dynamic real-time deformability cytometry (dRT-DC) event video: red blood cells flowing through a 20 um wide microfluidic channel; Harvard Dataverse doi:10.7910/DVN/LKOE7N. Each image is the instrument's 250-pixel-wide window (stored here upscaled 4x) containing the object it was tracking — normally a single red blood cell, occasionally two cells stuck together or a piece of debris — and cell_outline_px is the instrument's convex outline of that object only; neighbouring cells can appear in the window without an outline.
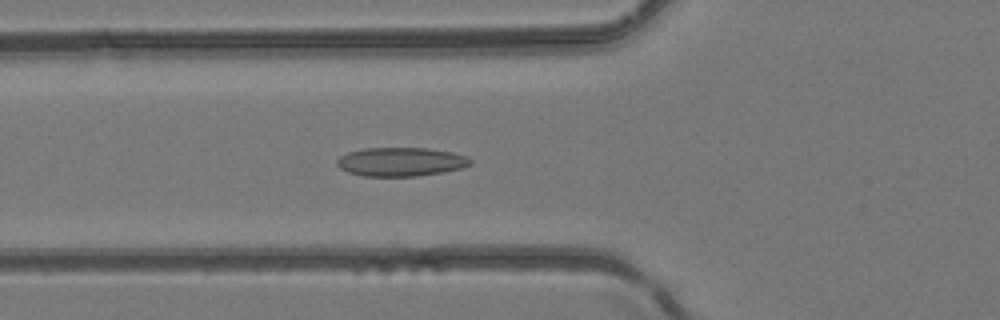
{"species": "common noctule bat (a hibernating species)", "species_latin": "Nyctalus noctula", "temperature_condition": "room temperature", "stored_images_in_passage": 35, "camera_frame_rate_fps": 3000, "um_per_image_px": 0.085, "animal": {"sex": "female", "body_mass_g": 24.6, "forearm_length_mm": 56.2}, "frame": {"image": 1, "passage_image": 6, "time_ms": 1.667, "image_size_px": [1000, 320], "cell_outline_px": [[472, 164], [460, 168], [444, 172], [416, 176], [364, 176], [348, 172], [340, 168], [336, 164], [336, 160], [340, 156], [348, 152], [364, 148], [428, 148], [452, 152], [464, 156], [472, 160]], "centroid_in_image_um": [34.05, 13.75], "position_along_channel_um": 91.7, "area_um2": 22.37}}
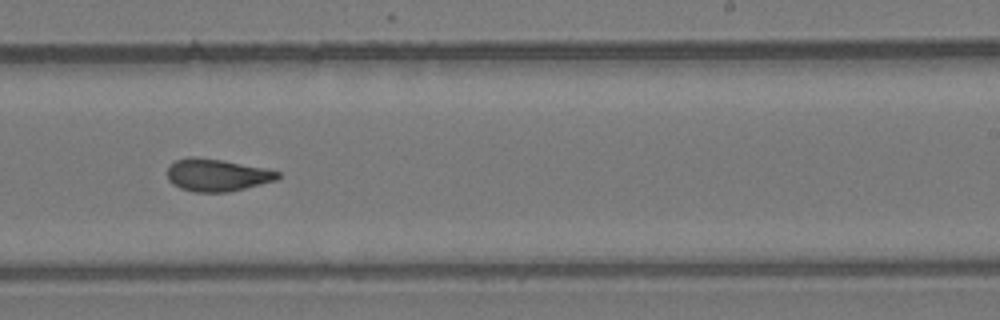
{"frame": {"image": 2, "passage_image": 18, "time_ms": 5.667, "image_size_px": [1000, 320], "cell_outline_px": [[280, 176], [276, 180], [228, 192], [196, 192], [180, 188], [172, 184], [168, 180], [168, 168], [176, 160], [188, 156], [196, 156], [224, 160], [268, 168], [280, 172]], "centroid_in_image_um": [18.45, 14.86], "position_along_channel_um": 270.6, "area_um2": 20.98}}
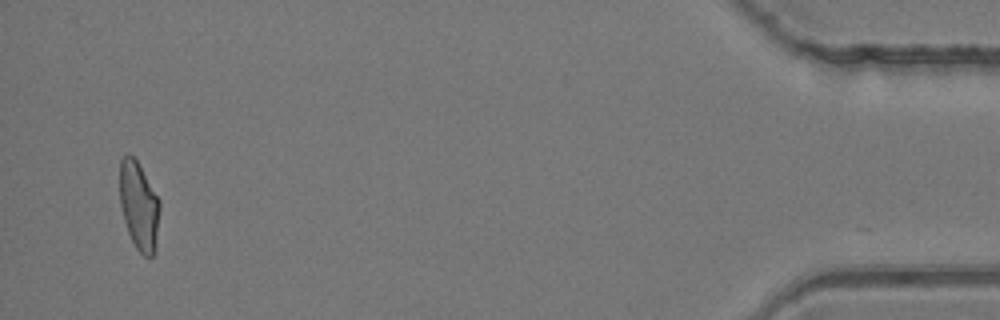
{"frame": {"image": 3, "passage_image": 34, "time_ms": 11.0, "image_size_px": [1000, 320], "cell_outline_px": [[160, 208], [156, 248], [152, 256], [144, 256], [136, 248], [128, 232], [124, 220], [120, 204], [120, 160], [128, 152], [136, 160], [160, 200]], "centroid_in_image_um": [11.82, 17.51], "position_along_channel_um": 423.4, "area_um2": 20.52}}